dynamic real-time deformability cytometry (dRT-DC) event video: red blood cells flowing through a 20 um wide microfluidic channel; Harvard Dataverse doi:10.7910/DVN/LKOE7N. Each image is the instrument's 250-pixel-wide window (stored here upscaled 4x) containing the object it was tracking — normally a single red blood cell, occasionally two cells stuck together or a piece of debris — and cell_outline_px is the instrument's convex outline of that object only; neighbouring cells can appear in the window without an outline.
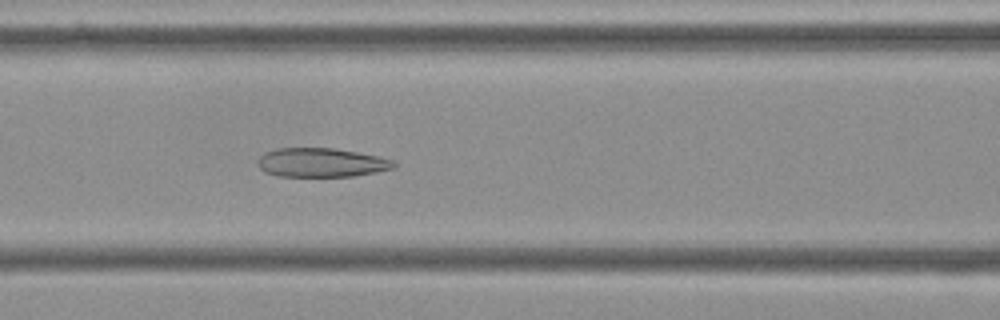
{"species": "Egyptian fruit bat (a non-hibernating species)", "species_latin": "Rousettus aegyptiacus", "temperature_condition": "cold", "stored_images_in_passage": 55, "camera_frame_rate_fps": 3000, "um_per_image_px": 0.085, "frame": {"image": 1, "passage_image": 23, "time_ms": 7.333, "image_size_px": [1000, 320], "cell_outline_px": [[396, 168], [376, 172], [352, 176], [280, 176], [264, 172], [256, 164], [256, 160], [264, 152], [276, 148], [336, 148], [376, 156], [392, 160], [396, 164]], "centroid_in_image_um": [27.27, 13.81], "position_along_channel_um": 139.3, "area_um2": 23.06}}
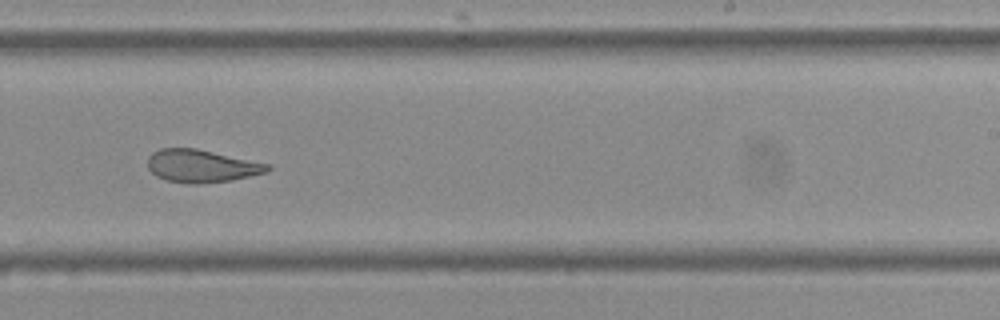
{"frame": {"image": 2, "passage_image": 34, "time_ms": 11.0, "image_size_px": [1000, 320], "cell_outline_px": [[272, 168], [268, 172], [232, 180], [196, 184], [192, 184], [168, 180], [156, 176], [148, 168], [148, 156], [152, 152], [160, 148], [196, 148], [272, 164]], "centroid_in_image_um": [17.16, 14.1], "position_along_channel_um": 271.8, "area_um2": 23.0}}
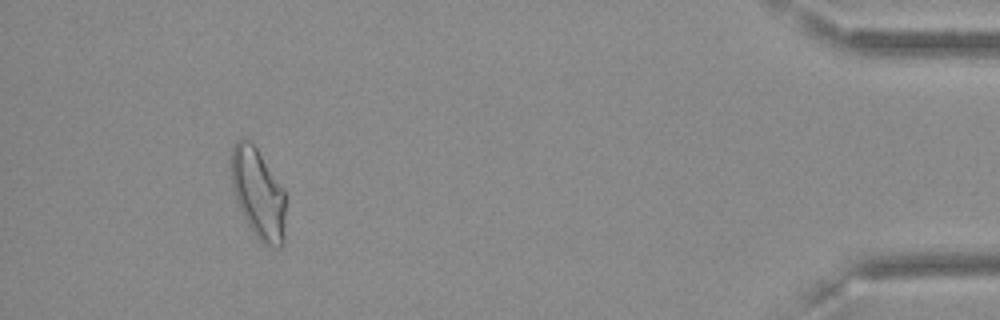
{"frame": {"image": 3, "passage_image": 51, "time_ms": 16.667, "image_size_px": [1000, 320], "cell_outline_px": [[284, 244], [280, 248], [276, 248], [260, 244], [248, 224], [236, 200], [232, 188], [232, 144], [236, 140], [252, 140], [284, 188]], "centroid_in_image_um": [21.96, 16.46], "position_along_channel_um": 413.2, "area_um2": 28.78}, "authors_computed_cell_mechanics": {"area_um2": 26.0678, "velocity_mm_per_s": 3.6217, "shape_relaxation_time_tau1_ms": null, "shape_relaxation_time_tau2_ms": 2.0307, "deformation_change_tau1": null, "deformation_change_tau2": 0.0897}}